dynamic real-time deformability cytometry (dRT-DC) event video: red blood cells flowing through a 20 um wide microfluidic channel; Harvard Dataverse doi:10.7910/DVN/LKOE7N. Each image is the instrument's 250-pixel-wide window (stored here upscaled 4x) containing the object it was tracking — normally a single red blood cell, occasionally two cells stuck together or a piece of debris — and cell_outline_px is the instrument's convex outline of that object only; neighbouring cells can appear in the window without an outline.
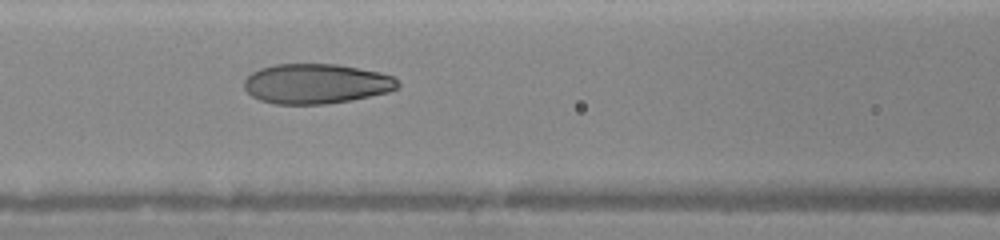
{"species": "human", "species_latin": "Homo sapiens", "temperature_condition": "warm", "stored_images_in_passage": 22, "camera_frame_rate_fps": 3000, "um_per_image_px": 0.085, "donor": {"sex": "female"}, "frame": {"image": 1, "passage_image": 16, "time_ms": 3.667, "image_size_px": [1000, 240], "cell_outline_px": [[400, 88], [388, 92], [352, 100], [324, 104], [276, 104], [260, 100], [252, 96], [244, 88], [244, 80], [252, 72], [260, 68], [276, 64], [336, 64], [360, 68], [380, 72], [392, 76], [400, 84]], "centroid_in_image_um": [26.89, 7.11], "position_along_channel_um": 139.7, "area_um2": 35.84}}
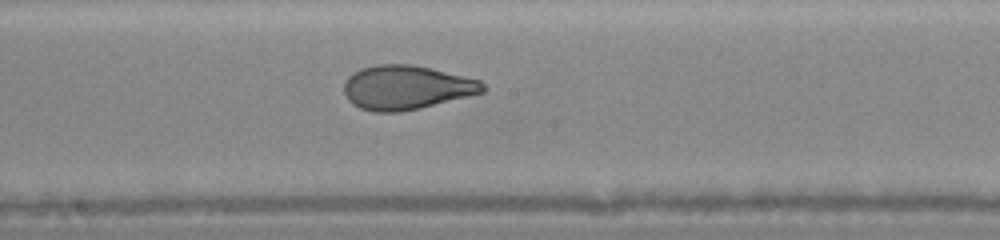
{"frame": {"image": 2, "passage_image": 22, "time_ms": 5.333, "image_size_px": [1000, 240], "cell_outline_px": [[488, 88], [484, 92], [420, 108], [400, 112], [376, 112], [360, 108], [352, 104], [348, 100], [344, 92], [344, 84], [348, 76], [360, 68], [376, 64], [412, 64], [480, 80]], "centroid_in_image_um": [34.52, 7.43], "position_along_channel_um": 213.7, "area_um2": 35.66}}